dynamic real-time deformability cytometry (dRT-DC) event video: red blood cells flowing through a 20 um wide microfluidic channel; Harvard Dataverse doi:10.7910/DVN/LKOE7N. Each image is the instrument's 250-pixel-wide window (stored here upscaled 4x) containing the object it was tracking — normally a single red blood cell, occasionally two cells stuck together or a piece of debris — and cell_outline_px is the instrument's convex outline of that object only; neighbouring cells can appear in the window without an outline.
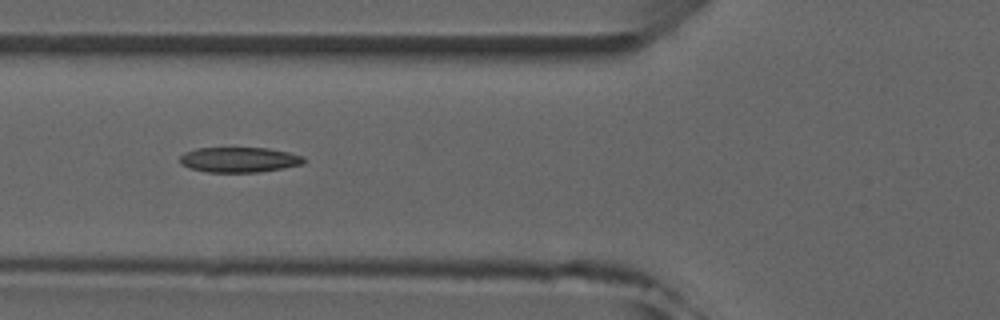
{"species": "common noctule bat (a hibernating species)", "species_latin": "Nyctalus noctula", "temperature_condition": "room temperature", "stored_images_in_passage": 6, "camera_frame_rate_fps": 3000, "um_per_image_px": 0.085, "animal": {"sex": "male", "forearm_length_mm": 52.5}, "frame": {"image": 1, "passage_image": 5, "time_ms": 4.667, "image_size_px": [1000, 320], "cell_outline_px": [[308, 160], [304, 164], [284, 168], [260, 172], [208, 172], [188, 168], [180, 164], [180, 156], [184, 152], [196, 148], [268, 148], [288, 152], [304, 156]], "centroid_in_image_um": [20.36, 13.58], "position_along_channel_um": 105.4, "area_um2": 18.44}}
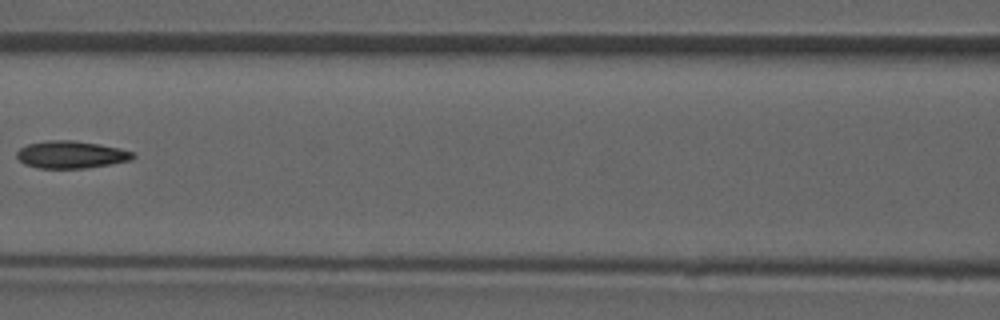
{"frame": {"image": 2, "passage_image": 6, "time_ms": 6.0, "image_size_px": [1000, 320], "cell_outline_px": [[136, 156], [132, 160], [88, 168], [36, 168], [24, 164], [16, 156], [16, 152], [20, 148], [28, 144], [48, 140], [72, 140], [120, 148], [136, 152]], "centroid_in_image_um": [6.06, 13.15], "position_along_channel_um": 160.5, "area_um2": 18.61}}